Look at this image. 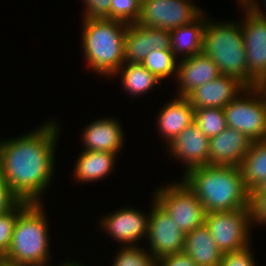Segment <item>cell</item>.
<instances>
[{
  "instance_id": "6da1fadb",
  "label": "cell",
  "mask_w": 266,
  "mask_h": 266,
  "mask_svg": "<svg viewBox=\"0 0 266 266\" xmlns=\"http://www.w3.org/2000/svg\"><path fill=\"white\" fill-rule=\"evenodd\" d=\"M58 126L47 122L27 135L0 142V172L20 200L40 203L53 176Z\"/></svg>"
},
{
  "instance_id": "7a4b0ae2",
  "label": "cell",
  "mask_w": 266,
  "mask_h": 266,
  "mask_svg": "<svg viewBox=\"0 0 266 266\" xmlns=\"http://www.w3.org/2000/svg\"><path fill=\"white\" fill-rule=\"evenodd\" d=\"M185 184L196 194L206 213L249 207V190L236 166L206 165L185 173Z\"/></svg>"
},
{
  "instance_id": "3957f363",
  "label": "cell",
  "mask_w": 266,
  "mask_h": 266,
  "mask_svg": "<svg viewBox=\"0 0 266 266\" xmlns=\"http://www.w3.org/2000/svg\"><path fill=\"white\" fill-rule=\"evenodd\" d=\"M82 44L85 59L94 72L118 74L124 64V37L129 25L115 19H84Z\"/></svg>"
},
{
  "instance_id": "277c9868",
  "label": "cell",
  "mask_w": 266,
  "mask_h": 266,
  "mask_svg": "<svg viewBox=\"0 0 266 266\" xmlns=\"http://www.w3.org/2000/svg\"><path fill=\"white\" fill-rule=\"evenodd\" d=\"M207 22L202 53L216 63L221 74L235 77L246 87H254L256 81L248 73L242 23Z\"/></svg>"
},
{
  "instance_id": "5b68a950",
  "label": "cell",
  "mask_w": 266,
  "mask_h": 266,
  "mask_svg": "<svg viewBox=\"0 0 266 266\" xmlns=\"http://www.w3.org/2000/svg\"><path fill=\"white\" fill-rule=\"evenodd\" d=\"M41 205L30 203L19 214L4 262L22 266H45L48 262V222Z\"/></svg>"
},
{
  "instance_id": "8992f818",
  "label": "cell",
  "mask_w": 266,
  "mask_h": 266,
  "mask_svg": "<svg viewBox=\"0 0 266 266\" xmlns=\"http://www.w3.org/2000/svg\"><path fill=\"white\" fill-rule=\"evenodd\" d=\"M155 193V201L172 217L184 234L205 223L206 211L203 204L183 180L181 183L158 189Z\"/></svg>"
},
{
  "instance_id": "52a82bcc",
  "label": "cell",
  "mask_w": 266,
  "mask_h": 266,
  "mask_svg": "<svg viewBox=\"0 0 266 266\" xmlns=\"http://www.w3.org/2000/svg\"><path fill=\"white\" fill-rule=\"evenodd\" d=\"M243 93L248 97L238 95L223 108L228 127L244 133L253 142L266 139V101L254 87H247Z\"/></svg>"
},
{
  "instance_id": "ba28073f",
  "label": "cell",
  "mask_w": 266,
  "mask_h": 266,
  "mask_svg": "<svg viewBox=\"0 0 266 266\" xmlns=\"http://www.w3.org/2000/svg\"><path fill=\"white\" fill-rule=\"evenodd\" d=\"M205 224L222 253L238 251L249 246L251 224L249 208L208 212Z\"/></svg>"
},
{
  "instance_id": "9c48e42d",
  "label": "cell",
  "mask_w": 266,
  "mask_h": 266,
  "mask_svg": "<svg viewBox=\"0 0 266 266\" xmlns=\"http://www.w3.org/2000/svg\"><path fill=\"white\" fill-rule=\"evenodd\" d=\"M189 1L147 0L141 4L140 17L136 23L167 31L188 25L202 14L201 9Z\"/></svg>"
},
{
  "instance_id": "30bf717a",
  "label": "cell",
  "mask_w": 266,
  "mask_h": 266,
  "mask_svg": "<svg viewBox=\"0 0 266 266\" xmlns=\"http://www.w3.org/2000/svg\"><path fill=\"white\" fill-rule=\"evenodd\" d=\"M149 213L148 239L150 254L157 260L163 256L184 251L185 234L178 229L172 217L153 199ZM152 247V248H151Z\"/></svg>"
},
{
  "instance_id": "8fae6325",
  "label": "cell",
  "mask_w": 266,
  "mask_h": 266,
  "mask_svg": "<svg viewBox=\"0 0 266 266\" xmlns=\"http://www.w3.org/2000/svg\"><path fill=\"white\" fill-rule=\"evenodd\" d=\"M153 49L171 50L170 31L138 23L127 26L124 37V63H142Z\"/></svg>"
},
{
  "instance_id": "7c38bea8",
  "label": "cell",
  "mask_w": 266,
  "mask_h": 266,
  "mask_svg": "<svg viewBox=\"0 0 266 266\" xmlns=\"http://www.w3.org/2000/svg\"><path fill=\"white\" fill-rule=\"evenodd\" d=\"M248 11V12H247ZM246 21L241 26L248 73L258 81L266 73V15L246 9Z\"/></svg>"
},
{
  "instance_id": "4fadbf2b",
  "label": "cell",
  "mask_w": 266,
  "mask_h": 266,
  "mask_svg": "<svg viewBox=\"0 0 266 266\" xmlns=\"http://www.w3.org/2000/svg\"><path fill=\"white\" fill-rule=\"evenodd\" d=\"M246 88L235 77L221 74L214 80L197 87L186 97L194 109L224 108Z\"/></svg>"
},
{
  "instance_id": "5bb4252c",
  "label": "cell",
  "mask_w": 266,
  "mask_h": 266,
  "mask_svg": "<svg viewBox=\"0 0 266 266\" xmlns=\"http://www.w3.org/2000/svg\"><path fill=\"white\" fill-rule=\"evenodd\" d=\"M253 141L244 133L227 127L209 141V165L240 167Z\"/></svg>"
},
{
  "instance_id": "9a60e30c",
  "label": "cell",
  "mask_w": 266,
  "mask_h": 266,
  "mask_svg": "<svg viewBox=\"0 0 266 266\" xmlns=\"http://www.w3.org/2000/svg\"><path fill=\"white\" fill-rule=\"evenodd\" d=\"M209 141L199 127L192 122L168 144L172 156L184 160L186 171L209 165Z\"/></svg>"
},
{
  "instance_id": "2e32d148",
  "label": "cell",
  "mask_w": 266,
  "mask_h": 266,
  "mask_svg": "<svg viewBox=\"0 0 266 266\" xmlns=\"http://www.w3.org/2000/svg\"><path fill=\"white\" fill-rule=\"evenodd\" d=\"M101 226L121 245L134 246L141 237L148 236L149 217L132 208L120 209L101 220Z\"/></svg>"
},
{
  "instance_id": "e0dca14e",
  "label": "cell",
  "mask_w": 266,
  "mask_h": 266,
  "mask_svg": "<svg viewBox=\"0 0 266 266\" xmlns=\"http://www.w3.org/2000/svg\"><path fill=\"white\" fill-rule=\"evenodd\" d=\"M221 73L216 63L203 53L182 58L178 63L177 78L179 80V96H187L197 87L214 80Z\"/></svg>"
},
{
  "instance_id": "ac0fdd59",
  "label": "cell",
  "mask_w": 266,
  "mask_h": 266,
  "mask_svg": "<svg viewBox=\"0 0 266 266\" xmlns=\"http://www.w3.org/2000/svg\"><path fill=\"white\" fill-rule=\"evenodd\" d=\"M123 131L117 120L98 119L84 130V151L118 153L123 144Z\"/></svg>"
},
{
  "instance_id": "d6986e66",
  "label": "cell",
  "mask_w": 266,
  "mask_h": 266,
  "mask_svg": "<svg viewBox=\"0 0 266 266\" xmlns=\"http://www.w3.org/2000/svg\"><path fill=\"white\" fill-rule=\"evenodd\" d=\"M158 114V127L169 144L187 126L194 122V107L185 96L167 102Z\"/></svg>"
},
{
  "instance_id": "ffe728a7",
  "label": "cell",
  "mask_w": 266,
  "mask_h": 266,
  "mask_svg": "<svg viewBox=\"0 0 266 266\" xmlns=\"http://www.w3.org/2000/svg\"><path fill=\"white\" fill-rule=\"evenodd\" d=\"M184 252L197 266H219L223 255L205 223L185 234Z\"/></svg>"
},
{
  "instance_id": "44dd1931",
  "label": "cell",
  "mask_w": 266,
  "mask_h": 266,
  "mask_svg": "<svg viewBox=\"0 0 266 266\" xmlns=\"http://www.w3.org/2000/svg\"><path fill=\"white\" fill-rule=\"evenodd\" d=\"M202 15L203 13L192 23L170 31L171 50L175 56L179 52L181 54L184 53L182 58H188L202 53L204 28L208 20H204V16Z\"/></svg>"
},
{
  "instance_id": "7402d4cb",
  "label": "cell",
  "mask_w": 266,
  "mask_h": 266,
  "mask_svg": "<svg viewBox=\"0 0 266 266\" xmlns=\"http://www.w3.org/2000/svg\"><path fill=\"white\" fill-rule=\"evenodd\" d=\"M117 153L84 151L77 160L74 177L80 181H97L112 171Z\"/></svg>"
},
{
  "instance_id": "603a6c76",
  "label": "cell",
  "mask_w": 266,
  "mask_h": 266,
  "mask_svg": "<svg viewBox=\"0 0 266 266\" xmlns=\"http://www.w3.org/2000/svg\"><path fill=\"white\" fill-rule=\"evenodd\" d=\"M246 188L251 191L266 178V139L252 143L240 165Z\"/></svg>"
},
{
  "instance_id": "cb8c5ba5",
  "label": "cell",
  "mask_w": 266,
  "mask_h": 266,
  "mask_svg": "<svg viewBox=\"0 0 266 266\" xmlns=\"http://www.w3.org/2000/svg\"><path fill=\"white\" fill-rule=\"evenodd\" d=\"M124 65V67H123ZM117 72L122 76V84L131 95H140L149 91L160 80L150 73L141 63H124Z\"/></svg>"
},
{
  "instance_id": "d4e9b609",
  "label": "cell",
  "mask_w": 266,
  "mask_h": 266,
  "mask_svg": "<svg viewBox=\"0 0 266 266\" xmlns=\"http://www.w3.org/2000/svg\"><path fill=\"white\" fill-rule=\"evenodd\" d=\"M177 57L173 54L172 50L153 49L141 64L161 81L175 72L177 74Z\"/></svg>"
},
{
  "instance_id": "484cf974",
  "label": "cell",
  "mask_w": 266,
  "mask_h": 266,
  "mask_svg": "<svg viewBox=\"0 0 266 266\" xmlns=\"http://www.w3.org/2000/svg\"><path fill=\"white\" fill-rule=\"evenodd\" d=\"M194 123L209 139L228 127L223 108L195 109Z\"/></svg>"
},
{
  "instance_id": "4316f807",
  "label": "cell",
  "mask_w": 266,
  "mask_h": 266,
  "mask_svg": "<svg viewBox=\"0 0 266 266\" xmlns=\"http://www.w3.org/2000/svg\"><path fill=\"white\" fill-rule=\"evenodd\" d=\"M30 204L19 201L6 214L0 215V257L2 258L10 248L14 227L19 214Z\"/></svg>"
},
{
  "instance_id": "83f0119b",
  "label": "cell",
  "mask_w": 266,
  "mask_h": 266,
  "mask_svg": "<svg viewBox=\"0 0 266 266\" xmlns=\"http://www.w3.org/2000/svg\"><path fill=\"white\" fill-rule=\"evenodd\" d=\"M118 252L113 266H156V259L138 246H123Z\"/></svg>"
},
{
  "instance_id": "f1b7e54d",
  "label": "cell",
  "mask_w": 266,
  "mask_h": 266,
  "mask_svg": "<svg viewBox=\"0 0 266 266\" xmlns=\"http://www.w3.org/2000/svg\"><path fill=\"white\" fill-rule=\"evenodd\" d=\"M140 7L136 0H111L110 19L136 23L140 17Z\"/></svg>"
},
{
  "instance_id": "f546056e",
  "label": "cell",
  "mask_w": 266,
  "mask_h": 266,
  "mask_svg": "<svg viewBox=\"0 0 266 266\" xmlns=\"http://www.w3.org/2000/svg\"><path fill=\"white\" fill-rule=\"evenodd\" d=\"M251 222L266 224V192H249Z\"/></svg>"
},
{
  "instance_id": "4dcf8cb0",
  "label": "cell",
  "mask_w": 266,
  "mask_h": 266,
  "mask_svg": "<svg viewBox=\"0 0 266 266\" xmlns=\"http://www.w3.org/2000/svg\"><path fill=\"white\" fill-rule=\"evenodd\" d=\"M249 246L238 251L225 252L219 266H256Z\"/></svg>"
},
{
  "instance_id": "1f68e13d",
  "label": "cell",
  "mask_w": 266,
  "mask_h": 266,
  "mask_svg": "<svg viewBox=\"0 0 266 266\" xmlns=\"http://www.w3.org/2000/svg\"><path fill=\"white\" fill-rule=\"evenodd\" d=\"M86 5L84 19H110L111 0H83Z\"/></svg>"
},
{
  "instance_id": "d6a6232c",
  "label": "cell",
  "mask_w": 266,
  "mask_h": 266,
  "mask_svg": "<svg viewBox=\"0 0 266 266\" xmlns=\"http://www.w3.org/2000/svg\"><path fill=\"white\" fill-rule=\"evenodd\" d=\"M20 200L11 192L0 172V215L10 211Z\"/></svg>"
},
{
  "instance_id": "836d02e7",
  "label": "cell",
  "mask_w": 266,
  "mask_h": 266,
  "mask_svg": "<svg viewBox=\"0 0 266 266\" xmlns=\"http://www.w3.org/2000/svg\"><path fill=\"white\" fill-rule=\"evenodd\" d=\"M197 266V264L183 251L163 256L156 260V266Z\"/></svg>"
},
{
  "instance_id": "e575fe53",
  "label": "cell",
  "mask_w": 266,
  "mask_h": 266,
  "mask_svg": "<svg viewBox=\"0 0 266 266\" xmlns=\"http://www.w3.org/2000/svg\"><path fill=\"white\" fill-rule=\"evenodd\" d=\"M255 1L256 0H239L242 5L244 4V8H247V10H250L252 13L265 15V13H263L259 8L258 1H256L257 3Z\"/></svg>"
},
{
  "instance_id": "d590c367",
  "label": "cell",
  "mask_w": 266,
  "mask_h": 266,
  "mask_svg": "<svg viewBox=\"0 0 266 266\" xmlns=\"http://www.w3.org/2000/svg\"><path fill=\"white\" fill-rule=\"evenodd\" d=\"M254 88L262 95L263 99L266 101V73L256 81Z\"/></svg>"
},
{
  "instance_id": "8d00e7d4",
  "label": "cell",
  "mask_w": 266,
  "mask_h": 266,
  "mask_svg": "<svg viewBox=\"0 0 266 266\" xmlns=\"http://www.w3.org/2000/svg\"><path fill=\"white\" fill-rule=\"evenodd\" d=\"M249 192H266V178L257 186V188L252 189Z\"/></svg>"
},
{
  "instance_id": "74e56055",
  "label": "cell",
  "mask_w": 266,
  "mask_h": 266,
  "mask_svg": "<svg viewBox=\"0 0 266 266\" xmlns=\"http://www.w3.org/2000/svg\"><path fill=\"white\" fill-rule=\"evenodd\" d=\"M0 266H22V265H13V264H9L7 262H4L3 260L0 262Z\"/></svg>"
},
{
  "instance_id": "f35d334b",
  "label": "cell",
  "mask_w": 266,
  "mask_h": 266,
  "mask_svg": "<svg viewBox=\"0 0 266 266\" xmlns=\"http://www.w3.org/2000/svg\"><path fill=\"white\" fill-rule=\"evenodd\" d=\"M61 266H83V265H79V263H70V262H67V264L64 263V265H61Z\"/></svg>"
},
{
  "instance_id": "ab89813d",
  "label": "cell",
  "mask_w": 266,
  "mask_h": 266,
  "mask_svg": "<svg viewBox=\"0 0 266 266\" xmlns=\"http://www.w3.org/2000/svg\"><path fill=\"white\" fill-rule=\"evenodd\" d=\"M140 5L147 0H136Z\"/></svg>"
}]
</instances>
